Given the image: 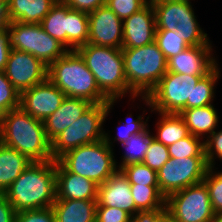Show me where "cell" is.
Here are the masks:
<instances>
[{
    "instance_id": "1",
    "label": "cell",
    "mask_w": 222,
    "mask_h": 222,
    "mask_svg": "<svg viewBox=\"0 0 222 222\" xmlns=\"http://www.w3.org/2000/svg\"><path fill=\"white\" fill-rule=\"evenodd\" d=\"M4 195L16 212L52 207L56 201V160L32 162Z\"/></svg>"
},
{
    "instance_id": "4",
    "label": "cell",
    "mask_w": 222,
    "mask_h": 222,
    "mask_svg": "<svg viewBox=\"0 0 222 222\" xmlns=\"http://www.w3.org/2000/svg\"><path fill=\"white\" fill-rule=\"evenodd\" d=\"M47 78L68 97L85 99L93 104L109 101L100 91L94 75L76 50H69L51 63L48 66Z\"/></svg>"
},
{
    "instance_id": "14",
    "label": "cell",
    "mask_w": 222,
    "mask_h": 222,
    "mask_svg": "<svg viewBox=\"0 0 222 222\" xmlns=\"http://www.w3.org/2000/svg\"><path fill=\"white\" fill-rule=\"evenodd\" d=\"M65 97L47 78L20 94V107L32 117L43 121L60 107Z\"/></svg>"
},
{
    "instance_id": "33",
    "label": "cell",
    "mask_w": 222,
    "mask_h": 222,
    "mask_svg": "<svg viewBox=\"0 0 222 222\" xmlns=\"http://www.w3.org/2000/svg\"><path fill=\"white\" fill-rule=\"evenodd\" d=\"M121 171L130 184L158 186L157 172L143 163L129 165Z\"/></svg>"
},
{
    "instance_id": "17",
    "label": "cell",
    "mask_w": 222,
    "mask_h": 222,
    "mask_svg": "<svg viewBox=\"0 0 222 222\" xmlns=\"http://www.w3.org/2000/svg\"><path fill=\"white\" fill-rule=\"evenodd\" d=\"M96 207H116L132 217L139 211L134 203L130 183L122 171L117 170L108 180L98 186Z\"/></svg>"
},
{
    "instance_id": "26",
    "label": "cell",
    "mask_w": 222,
    "mask_h": 222,
    "mask_svg": "<svg viewBox=\"0 0 222 222\" xmlns=\"http://www.w3.org/2000/svg\"><path fill=\"white\" fill-rule=\"evenodd\" d=\"M161 119L157 123V135L154 139L165 146H170L178 140L190 135L183 118L176 113H159Z\"/></svg>"
},
{
    "instance_id": "3",
    "label": "cell",
    "mask_w": 222,
    "mask_h": 222,
    "mask_svg": "<svg viewBox=\"0 0 222 222\" xmlns=\"http://www.w3.org/2000/svg\"><path fill=\"white\" fill-rule=\"evenodd\" d=\"M76 51L94 75L100 91L108 99L121 98L127 92L133 99L138 97L127 84L122 49L87 43L77 48Z\"/></svg>"
},
{
    "instance_id": "43",
    "label": "cell",
    "mask_w": 222,
    "mask_h": 222,
    "mask_svg": "<svg viewBox=\"0 0 222 222\" xmlns=\"http://www.w3.org/2000/svg\"><path fill=\"white\" fill-rule=\"evenodd\" d=\"M130 222H174L166 208L163 210L138 211Z\"/></svg>"
},
{
    "instance_id": "20",
    "label": "cell",
    "mask_w": 222,
    "mask_h": 222,
    "mask_svg": "<svg viewBox=\"0 0 222 222\" xmlns=\"http://www.w3.org/2000/svg\"><path fill=\"white\" fill-rule=\"evenodd\" d=\"M155 12L156 30L176 29L184 21H197L189 0H150Z\"/></svg>"
},
{
    "instance_id": "9",
    "label": "cell",
    "mask_w": 222,
    "mask_h": 222,
    "mask_svg": "<svg viewBox=\"0 0 222 222\" xmlns=\"http://www.w3.org/2000/svg\"><path fill=\"white\" fill-rule=\"evenodd\" d=\"M6 27L12 49L32 54L47 67L69 51V48L45 32L41 24L13 21L7 22Z\"/></svg>"
},
{
    "instance_id": "22",
    "label": "cell",
    "mask_w": 222,
    "mask_h": 222,
    "mask_svg": "<svg viewBox=\"0 0 222 222\" xmlns=\"http://www.w3.org/2000/svg\"><path fill=\"white\" fill-rule=\"evenodd\" d=\"M97 201L56 200L52 209L56 222H95Z\"/></svg>"
},
{
    "instance_id": "19",
    "label": "cell",
    "mask_w": 222,
    "mask_h": 222,
    "mask_svg": "<svg viewBox=\"0 0 222 222\" xmlns=\"http://www.w3.org/2000/svg\"><path fill=\"white\" fill-rule=\"evenodd\" d=\"M88 100L66 96L60 107L43 120L47 139L51 142L74 123L92 105Z\"/></svg>"
},
{
    "instance_id": "23",
    "label": "cell",
    "mask_w": 222,
    "mask_h": 222,
    "mask_svg": "<svg viewBox=\"0 0 222 222\" xmlns=\"http://www.w3.org/2000/svg\"><path fill=\"white\" fill-rule=\"evenodd\" d=\"M31 163L25 155L0 142V193L4 194Z\"/></svg>"
},
{
    "instance_id": "30",
    "label": "cell",
    "mask_w": 222,
    "mask_h": 222,
    "mask_svg": "<svg viewBox=\"0 0 222 222\" xmlns=\"http://www.w3.org/2000/svg\"><path fill=\"white\" fill-rule=\"evenodd\" d=\"M218 65L207 75L202 77L196 84L193 93V108L208 106L214 98V87L217 79L220 78Z\"/></svg>"
},
{
    "instance_id": "47",
    "label": "cell",
    "mask_w": 222,
    "mask_h": 222,
    "mask_svg": "<svg viewBox=\"0 0 222 222\" xmlns=\"http://www.w3.org/2000/svg\"><path fill=\"white\" fill-rule=\"evenodd\" d=\"M7 24L5 15V0H0V27H4Z\"/></svg>"
},
{
    "instance_id": "18",
    "label": "cell",
    "mask_w": 222,
    "mask_h": 222,
    "mask_svg": "<svg viewBox=\"0 0 222 222\" xmlns=\"http://www.w3.org/2000/svg\"><path fill=\"white\" fill-rule=\"evenodd\" d=\"M98 186L86 177L69 172L56 160V200L97 201Z\"/></svg>"
},
{
    "instance_id": "21",
    "label": "cell",
    "mask_w": 222,
    "mask_h": 222,
    "mask_svg": "<svg viewBox=\"0 0 222 222\" xmlns=\"http://www.w3.org/2000/svg\"><path fill=\"white\" fill-rule=\"evenodd\" d=\"M58 0H5L7 22L41 24Z\"/></svg>"
},
{
    "instance_id": "15",
    "label": "cell",
    "mask_w": 222,
    "mask_h": 222,
    "mask_svg": "<svg viewBox=\"0 0 222 222\" xmlns=\"http://www.w3.org/2000/svg\"><path fill=\"white\" fill-rule=\"evenodd\" d=\"M155 12L151 1L123 20L122 48H137L155 41Z\"/></svg>"
},
{
    "instance_id": "40",
    "label": "cell",
    "mask_w": 222,
    "mask_h": 222,
    "mask_svg": "<svg viewBox=\"0 0 222 222\" xmlns=\"http://www.w3.org/2000/svg\"><path fill=\"white\" fill-rule=\"evenodd\" d=\"M205 159L209 167L214 168V160L222 159V130L214 132L204 141ZM216 155V158L214 157Z\"/></svg>"
},
{
    "instance_id": "27",
    "label": "cell",
    "mask_w": 222,
    "mask_h": 222,
    "mask_svg": "<svg viewBox=\"0 0 222 222\" xmlns=\"http://www.w3.org/2000/svg\"><path fill=\"white\" fill-rule=\"evenodd\" d=\"M147 130L146 128L141 133L132 135L128 141L122 143L123 148H126V152H124V156H122L123 161L121 165L118 166V170L121 171L124 167L143 162L146 152L149 149L152 136L150 135V130Z\"/></svg>"
},
{
    "instance_id": "35",
    "label": "cell",
    "mask_w": 222,
    "mask_h": 222,
    "mask_svg": "<svg viewBox=\"0 0 222 222\" xmlns=\"http://www.w3.org/2000/svg\"><path fill=\"white\" fill-rule=\"evenodd\" d=\"M177 32L189 46H211L207 33H204L197 21H184L176 26Z\"/></svg>"
},
{
    "instance_id": "25",
    "label": "cell",
    "mask_w": 222,
    "mask_h": 222,
    "mask_svg": "<svg viewBox=\"0 0 222 222\" xmlns=\"http://www.w3.org/2000/svg\"><path fill=\"white\" fill-rule=\"evenodd\" d=\"M69 6L61 0L44 17L41 26L51 37L68 47Z\"/></svg>"
},
{
    "instance_id": "49",
    "label": "cell",
    "mask_w": 222,
    "mask_h": 222,
    "mask_svg": "<svg viewBox=\"0 0 222 222\" xmlns=\"http://www.w3.org/2000/svg\"><path fill=\"white\" fill-rule=\"evenodd\" d=\"M212 222H222V214L215 215Z\"/></svg>"
},
{
    "instance_id": "38",
    "label": "cell",
    "mask_w": 222,
    "mask_h": 222,
    "mask_svg": "<svg viewBox=\"0 0 222 222\" xmlns=\"http://www.w3.org/2000/svg\"><path fill=\"white\" fill-rule=\"evenodd\" d=\"M150 0H106L108 6L121 20L142 9Z\"/></svg>"
},
{
    "instance_id": "41",
    "label": "cell",
    "mask_w": 222,
    "mask_h": 222,
    "mask_svg": "<svg viewBox=\"0 0 222 222\" xmlns=\"http://www.w3.org/2000/svg\"><path fill=\"white\" fill-rule=\"evenodd\" d=\"M131 215L116 207H96V222H130Z\"/></svg>"
},
{
    "instance_id": "46",
    "label": "cell",
    "mask_w": 222,
    "mask_h": 222,
    "mask_svg": "<svg viewBox=\"0 0 222 222\" xmlns=\"http://www.w3.org/2000/svg\"><path fill=\"white\" fill-rule=\"evenodd\" d=\"M16 211L4 194H0V222H15Z\"/></svg>"
},
{
    "instance_id": "48",
    "label": "cell",
    "mask_w": 222,
    "mask_h": 222,
    "mask_svg": "<svg viewBox=\"0 0 222 222\" xmlns=\"http://www.w3.org/2000/svg\"><path fill=\"white\" fill-rule=\"evenodd\" d=\"M5 116H6V111L0 106V127L2 125Z\"/></svg>"
},
{
    "instance_id": "13",
    "label": "cell",
    "mask_w": 222,
    "mask_h": 222,
    "mask_svg": "<svg viewBox=\"0 0 222 222\" xmlns=\"http://www.w3.org/2000/svg\"><path fill=\"white\" fill-rule=\"evenodd\" d=\"M88 44L122 49L123 20L103 5L88 14Z\"/></svg>"
},
{
    "instance_id": "6",
    "label": "cell",
    "mask_w": 222,
    "mask_h": 222,
    "mask_svg": "<svg viewBox=\"0 0 222 222\" xmlns=\"http://www.w3.org/2000/svg\"><path fill=\"white\" fill-rule=\"evenodd\" d=\"M110 139L108 133H105L103 140L72 149L58 161L69 172L101 185L118 170Z\"/></svg>"
},
{
    "instance_id": "32",
    "label": "cell",
    "mask_w": 222,
    "mask_h": 222,
    "mask_svg": "<svg viewBox=\"0 0 222 222\" xmlns=\"http://www.w3.org/2000/svg\"><path fill=\"white\" fill-rule=\"evenodd\" d=\"M190 134L168 146L169 156L173 158L205 157L204 140Z\"/></svg>"
},
{
    "instance_id": "29",
    "label": "cell",
    "mask_w": 222,
    "mask_h": 222,
    "mask_svg": "<svg viewBox=\"0 0 222 222\" xmlns=\"http://www.w3.org/2000/svg\"><path fill=\"white\" fill-rule=\"evenodd\" d=\"M89 38V17L88 13L72 10L69 7L68 25V47L69 50H76L86 45Z\"/></svg>"
},
{
    "instance_id": "2",
    "label": "cell",
    "mask_w": 222,
    "mask_h": 222,
    "mask_svg": "<svg viewBox=\"0 0 222 222\" xmlns=\"http://www.w3.org/2000/svg\"><path fill=\"white\" fill-rule=\"evenodd\" d=\"M0 142L16 149L32 162L53 160L51 142L47 139L42 120L21 107L6 112L0 127Z\"/></svg>"
},
{
    "instance_id": "42",
    "label": "cell",
    "mask_w": 222,
    "mask_h": 222,
    "mask_svg": "<svg viewBox=\"0 0 222 222\" xmlns=\"http://www.w3.org/2000/svg\"><path fill=\"white\" fill-rule=\"evenodd\" d=\"M142 119H143L142 116H138L137 120L129 119L130 121L124 122L123 125H125V128H123V130L119 128L117 133L118 136H115L114 142L119 141L120 144H122L128 141L132 135L139 134L142 131H144L146 128H148L146 123L147 120L149 119V116L147 117L146 122H144Z\"/></svg>"
},
{
    "instance_id": "37",
    "label": "cell",
    "mask_w": 222,
    "mask_h": 222,
    "mask_svg": "<svg viewBox=\"0 0 222 222\" xmlns=\"http://www.w3.org/2000/svg\"><path fill=\"white\" fill-rule=\"evenodd\" d=\"M0 106L6 112L20 107V93L8 80L4 71H0Z\"/></svg>"
},
{
    "instance_id": "45",
    "label": "cell",
    "mask_w": 222,
    "mask_h": 222,
    "mask_svg": "<svg viewBox=\"0 0 222 222\" xmlns=\"http://www.w3.org/2000/svg\"><path fill=\"white\" fill-rule=\"evenodd\" d=\"M12 48L7 27H0V71H4Z\"/></svg>"
},
{
    "instance_id": "11",
    "label": "cell",
    "mask_w": 222,
    "mask_h": 222,
    "mask_svg": "<svg viewBox=\"0 0 222 222\" xmlns=\"http://www.w3.org/2000/svg\"><path fill=\"white\" fill-rule=\"evenodd\" d=\"M208 167L205 157H170L157 172L159 191L167 198L181 189L199 184Z\"/></svg>"
},
{
    "instance_id": "36",
    "label": "cell",
    "mask_w": 222,
    "mask_h": 222,
    "mask_svg": "<svg viewBox=\"0 0 222 222\" xmlns=\"http://www.w3.org/2000/svg\"><path fill=\"white\" fill-rule=\"evenodd\" d=\"M169 158L168 147L154 139L152 135L149 149L142 163L158 172Z\"/></svg>"
},
{
    "instance_id": "34",
    "label": "cell",
    "mask_w": 222,
    "mask_h": 222,
    "mask_svg": "<svg viewBox=\"0 0 222 222\" xmlns=\"http://www.w3.org/2000/svg\"><path fill=\"white\" fill-rule=\"evenodd\" d=\"M203 182L208 187L214 214H222V172H214L213 167H208Z\"/></svg>"
},
{
    "instance_id": "24",
    "label": "cell",
    "mask_w": 222,
    "mask_h": 222,
    "mask_svg": "<svg viewBox=\"0 0 222 222\" xmlns=\"http://www.w3.org/2000/svg\"><path fill=\"white\" fill-rule=\"evenodd\" d=\"M179 115L183 118L190 134L202 138L201 135H211L218 125V114L213 104L182 110ZM205 133V134H204Z\"/></svg>"
},
{
    "instance_id": "44",
    "label": "cell",
    "mask_w": 222,
    "mask_h": 222,
    "mask_svg": "<svg viewBox=\"0 0 222 222\" xmlns=\"http://www.w3.org/2000/svg\"><path fill=\"white\" fill-rule=\"evenodd\" d=\"M68 5L72 10H77L85 13H90L97 8L106 5V0H61Z\"/></svg>"
},
{
    "instance_id": "7",
    "label": "cell",
    "mask_w": 222,
    "mask_h": 222,
    "mask_svg": "<svg viewBox=\"0 0 222 222\" xmlns=\"http://www.w3.org/2000/svg\"><path fill=\"white\" fill-rule=\"evenodd\" d=\"M117 99L105 103L92 104L74 123L51 141L53 160H58L66 152L84 144L104 139L102 125Z\"/></svg>"
},
{
    "instance_id": "28",
    "label": "cell",
    "mask_w": 222,
    "mask_h": 222,
    "mask_svg": "<svg viewBox=\"0 0 222 222\" xmlns=\"http://www.w3.org/2000/svg\"><path fill=\"white\" fill-rule=\"evenodd\" d=\"M132 197L139 211L163 210L166 198L159 191V186L130 184Z\"/></svg>"
},
{
    "instance_id": "12",
    "label": "cell",
    "mask_w": 222,
    "mask_h": 222,
    "mask_svg": "<svg viewBox=\"0 0 222 222\" xmlns=\"http://www.w3.org/2000/svg\"><path fill=\"white\" fill-rule=\"evenodd\" d=\"M4 72L21 94L44 82L47 79L48 67L32 54L12 49Z\"/></svg>"
},
{
    "instance_id": "5",
    "label": "cell",
    "mask_w": 222,
    "mask_h": 222,
    "mask_svg": "<svg viewBox=\"0 0 222 222\" xmlns=\"http://www.w3.org/2000/svg\"><path fill=\"white\" fill-rule=\"evenodd\" d=\"M124 73L137 96H148L167 72V59L154 42L137 48H122Z\"/></svg>"
},
{
    "instance_id": "39",
    "label": "cell",
    "mask_w": 222,
    "mask_h": 222,
    "mask_svg": "<svg viewBox=\"0 0 222 222\" xmlns=\"http://www.w3.org/2000/svg\"><path fill=\"white\" fill-rule=\"evenodd\" d=\"M15 222H56L52 207L16 212Z\"/></svg>"
},
{
    "instance_id": "10",
    "label": "cell",
    "mask_w": 222,
    "mask_h": 222,
    "mask_svg": "<svg viewBox=\"0 0 222 222\" xmlns=\"http://www.w3.org/2000/svg\"><path fill=\"white\" fill-rule=\"evenodd\" d=\"M165 208L174 222H212L215 217L204 182L169 195Z\"/></svg>"
},
{
    "instance_id": "31",
    "label": "cell",
    "mask_w": 222,
    "mask_h": 222,
    "mask_svg": "<svg viewBox=\"0 0 222 222\" xmlns=\"http://www.w3.org/2000/svg\"><path fill=\"white\" fill-rule=\"evenodd\" d=\"M155 43L167 60L189 47L176 29L173 31L156 30Z\"/></svg>"
},
{
    "instance_id": "8",
    "label": "cell",
    "mask_w": 222,
    "mask_h": 222,
    "mask_svg": "<svg viewBox=\"0 0 222 222\" xmlns=\"http://www.w3.org/2000/svg\"><path fill=\"white\" fill-rule=\"evenodd\" d=\"M202 77L166 72L148 96L141 97L151 111L179 114L193 108L194 88Z\"/></svg>"
},
{
    "instance_id": "16",
    "label": "cell",
    "mask_w": 222,
    "mask_h": 222,
    "mask_svg": "<svg viewBox=\"0 0 222 222\" xmlns=\"http://www.w3.org/2000/svg\"><path fill=\"white\" fill-rule=\"evenodd\" d=\"M210 52L212 46H189L167 60V72L205 76L218 65Z\"/></svg>"
}]
</instances>
